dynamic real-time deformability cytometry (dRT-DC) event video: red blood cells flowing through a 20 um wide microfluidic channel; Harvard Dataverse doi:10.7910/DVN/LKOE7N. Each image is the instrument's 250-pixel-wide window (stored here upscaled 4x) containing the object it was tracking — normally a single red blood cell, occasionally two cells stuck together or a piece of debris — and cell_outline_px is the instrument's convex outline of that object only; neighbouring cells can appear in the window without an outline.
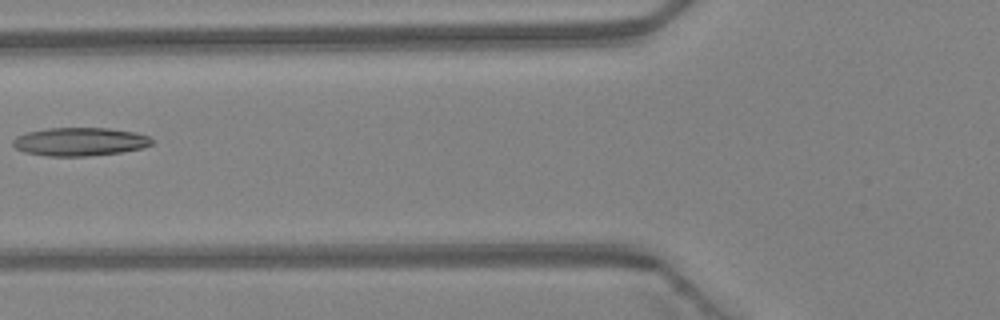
{"species": "Egyptian fruit bat (a non-hibernating species)", "species_latin": "Rousettus aegyptiacus", "temperature_condition": "warm", "stored_images_in_passage": 5, "camera_frame_rate_fps": 3000, "um_per_image_px": 0.085, "animal": {"sex": "female"}, "frame": {"image": 1, "passage_image": 5, "time_ms": 1.333, "image_size_px": [1000, 320], "cell_outline_px": [[152, 144], [144, 148], [120, 152], [88, 156], [48, 156], [24, 152], [16, 148], [12, 144], [12, 140], [16, 136], [24, 132], [48, 128], [108, 128], [136, 132], [148, 136], [152, 140]], "centroid_in_image_um": [6.76, 12.04], "position_along_channel_um": 119.0, "area_um2": 23.06}}